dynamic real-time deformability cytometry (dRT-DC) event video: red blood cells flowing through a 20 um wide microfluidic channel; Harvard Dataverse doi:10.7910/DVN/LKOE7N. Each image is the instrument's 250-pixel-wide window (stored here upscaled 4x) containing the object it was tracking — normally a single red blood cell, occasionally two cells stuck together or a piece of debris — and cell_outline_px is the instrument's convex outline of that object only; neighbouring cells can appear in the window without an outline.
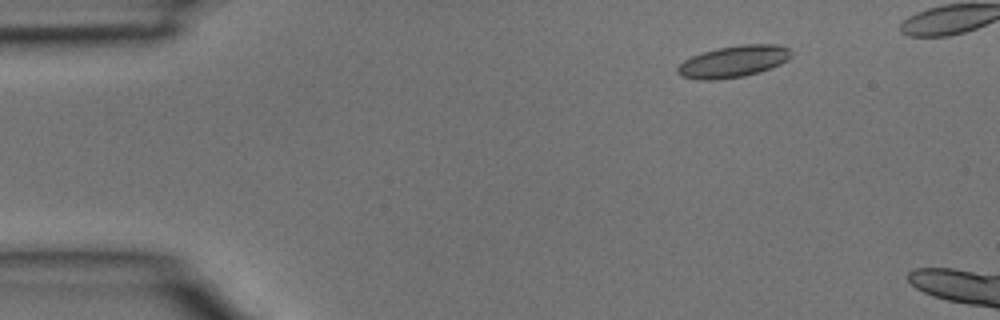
{"species": "common noctule bat (a hibernating species)", "species_latin": "Nyctalus noctula", "temperature_condition": "room temperature", "stored_images_in_passage": 2, "camera_frame_rate_fps": 3000, "um_per_image_px": 0.085, "animal": {"sex": "male", "body_mass_g": 15.6}, "frame": {"image": 1, "passage_image": 1, "time_ms": 0.0, "image_size_px": [1000, 320], "cell_outline_px": [[792, 56], [788, 60], [772, 68], [760, 72], [744, 76], [716, 80], [700, 80], [680, 76], [676, 72], [676, 68], [684, 60], [692, 56], [716, 48], [740, 44], [776, 44], [788, 48], [792, 52]], "centroid_in_image_um": [62.35, 5.23], "position_along_channel_um": 22.7, "area_um2": 21.21}}